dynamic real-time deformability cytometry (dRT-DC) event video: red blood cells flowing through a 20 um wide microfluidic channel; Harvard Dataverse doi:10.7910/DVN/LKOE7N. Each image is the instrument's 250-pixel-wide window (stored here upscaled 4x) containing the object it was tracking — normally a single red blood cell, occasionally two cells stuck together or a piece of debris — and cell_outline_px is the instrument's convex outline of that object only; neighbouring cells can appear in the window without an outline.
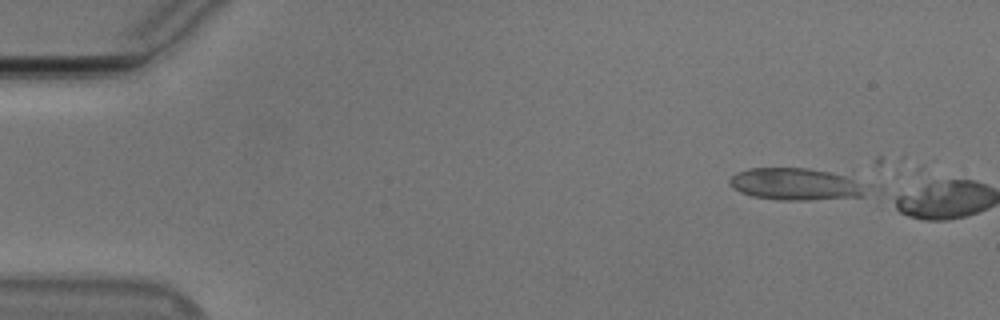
{"species": "Egyptian fruit bat (a non-hibernating species)", "species_latin": "Rousettus aegyptiacus", "temperature_condition": "cold", "stored_images_in_passage": 5, "camera_frame_rate_fps": 3000, "um_per_image_px": 0.085, "animal": {"sex": "male"}, "frame": {"image": 1, "passage_image": 4, "time_ms": 1.0, "image_size_px": [1000, 320], "cell_outline_px": [[864, 196], [804, 200], [780, 200], [752, 196], [740, 192], [732, 188], [728, 184], [728, 180], [736, 172], [748, 168], [808, 168], [828, 172], [844, 176], [852, 180], [864, 188]], "centroid_in_image_um": [67.48, 15.65], "position_along_channel_um": 17.5, "area_um2": 25.09}}